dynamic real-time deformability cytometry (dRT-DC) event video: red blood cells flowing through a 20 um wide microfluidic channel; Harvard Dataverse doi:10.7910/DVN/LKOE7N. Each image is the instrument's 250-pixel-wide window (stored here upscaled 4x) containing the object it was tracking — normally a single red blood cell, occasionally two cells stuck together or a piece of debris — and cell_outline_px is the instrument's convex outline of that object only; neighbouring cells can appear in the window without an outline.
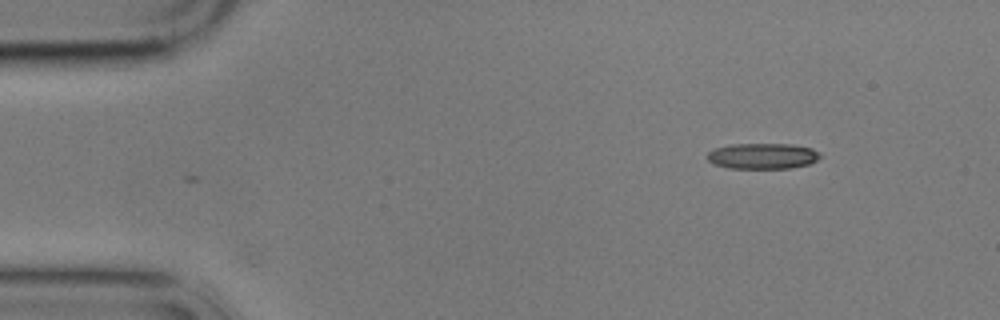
{"species": "common noctule bat (a hibernating species)", "species_latin": "Nyctalus noctula", "temperature_condition": "cold", "stored_images_in_passage": 9, "camera_frame_rate_fps": 3000, "um_per_image_px": 0.085, "animal": {"sex": "male", "body_mass_g": 17.9}, "frame": {"image": 1, "passage_image": 1, "time_ms": 0.0, "image_size_px": [1000, 320], "cell_outline_px": [[820, 156], [816, 160], [808, 164], [792, 168], [728, 168], [712, 164], [708, 160], [708, 152], [716, 148], [732, 144], [792, 144], [812, 148], [820, 152]], "centroid_in_image_um": [64.82, 13.26], "position_along_channel_um": 20.2, "area_um2": 16.94}}
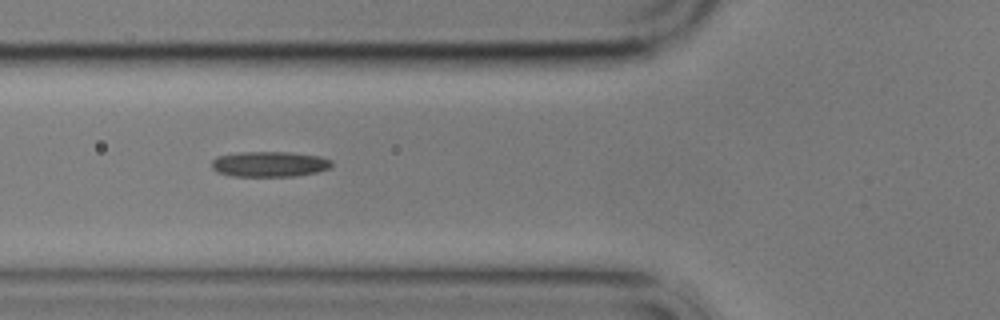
{"frame": {"image": 2, "passage_image": 5, "time_ms": 4.667, "image_size_px": [1000, 320], "cell_outline_px": [[332, 168], [316, 172], [296, 176], [232, 176], [216, 172], [212, 168], [212, 160], [216, 156], [236, 152], [292, 152], [320, 156], [332, 160]], "centroid_in_image_um": [22.91, 13.94], "position_along_channel_um": 102.9, "area_um2": 18.03}}
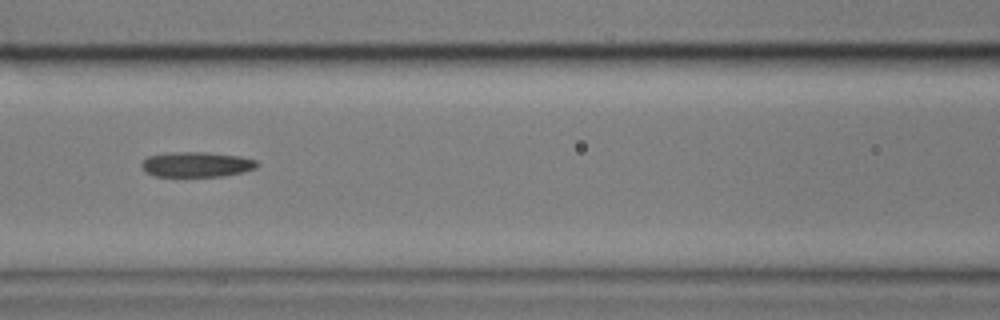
{"frame": {"image": 3, "passage_image": 6, "time_ms": 6.0, "image_size_px": [1000, 320], "cell_outline_px": [[260, 164], [256, 168], [244, 172], [224, 176], [156, 176], [144, 172], [140, 164], [148, 156], [172, 152], [204, 152], [240, 156], [256, 160]], "centroid_in_image_um": [16.72, 13.98], "position_along_channel_um": 149.9, "area_um2": 16.99}}